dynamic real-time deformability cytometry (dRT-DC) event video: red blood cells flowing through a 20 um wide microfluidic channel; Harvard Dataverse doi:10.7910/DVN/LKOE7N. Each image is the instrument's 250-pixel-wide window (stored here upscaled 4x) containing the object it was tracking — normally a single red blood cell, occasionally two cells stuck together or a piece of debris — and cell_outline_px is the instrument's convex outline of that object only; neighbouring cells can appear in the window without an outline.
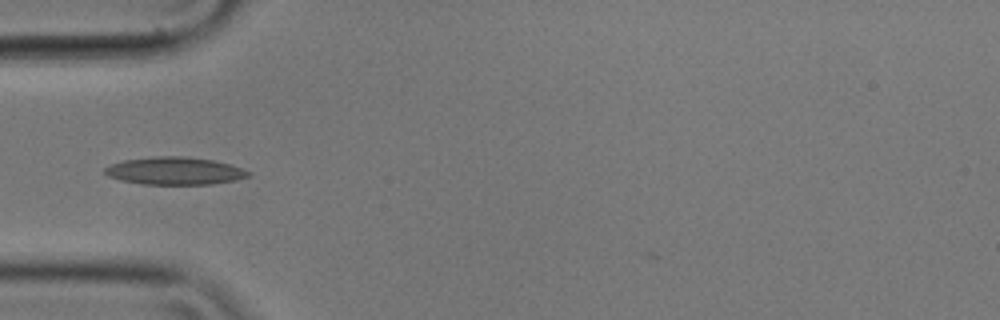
{"species": "common noctule bat (a hibernating species)", "species_latin": "Nyctalus noctula", "temperature_condition": "cold", "stored_images_in_passage": 40, "camera_frame_rate_fps": 3000, "um_per_image_px": 0.085, "animal": {"sex": "male", "body_mass_g": 17.9}, "frame": {"image": 1, "passage_image": 1, "time_ms": 0.0, "image_size_px": [1000, 320], "cell_outline_px": [[252, 172], [248, 176], [236, 180], [212, 184], [144, 184], [120, 180], [108, 176], [104, 172], [104, 168], [112, 164], [124, 160], [156, 156], [180, 156], [212, 160], [228, 164]], "centroid_in_image_um": [14.83, 14.53], "position_along_channel_um": 70.2, "area_um2": 22.83}}
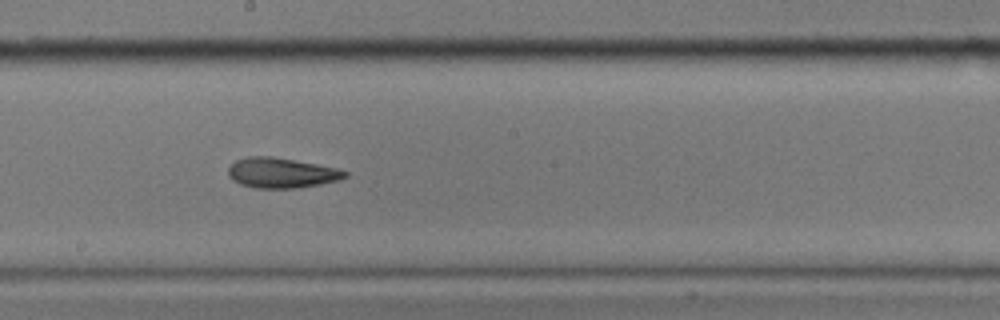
{"frame": {"image": 2, "passage_image": 14, "time_ms": 4.333, "image_size_px": [1000, 320], "cell_outline_px": [[348, 176], [340, 180], [320, 184], [296, 188], [256, 188], [240, 184], [232, 180], [228, 176], [228, 168], [236, 160], [248, 156], [272, 156], [316, 164], [336, 168], [348, 172]], "centroid_in_image_um": [23.91, 14.69], "position_along_channel_um": 224.3, "area_um2": 20.52}}
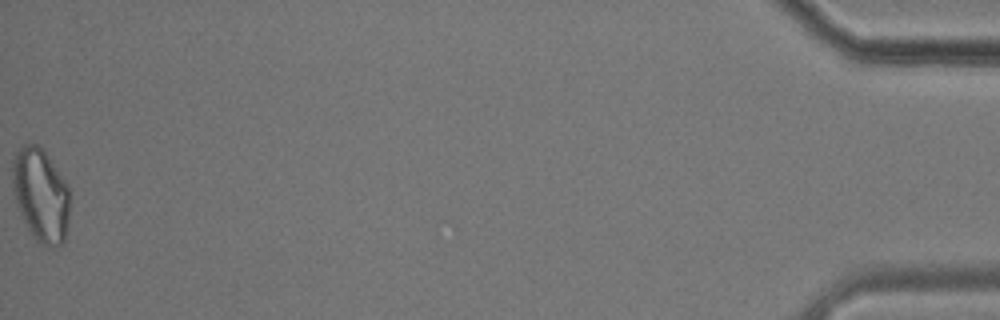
{"frame": {"image": 3, "passage_image": 40, "time_ms": 13.0, "image_size_px": [1000, 320], "cell_outline_px": [[68, 220], [64, 240], [60, 244], [52, 248], [36, 240], [28, 228], [20, 212], [12, 192], [12, 160], [16, 152], [24, 144], [36, 144], [44, 152], [68, 184]], "centroid_in_image_um": [3.44, 16.56], "position_along_channel_um": 431.8, "area_um2": 30.75}, "authors_computed_cell_mechanics": {"area_um2": 21.0681, "velocity_mm_per_s": 3.5346, "shape_relaxation_time_tau1_ms": 9.2706, "shape_relaxation_time_tau2_ms": 3.4208, "deformation_change_tau1": 0.1899, "deformation_change_tau2": 0.12}}